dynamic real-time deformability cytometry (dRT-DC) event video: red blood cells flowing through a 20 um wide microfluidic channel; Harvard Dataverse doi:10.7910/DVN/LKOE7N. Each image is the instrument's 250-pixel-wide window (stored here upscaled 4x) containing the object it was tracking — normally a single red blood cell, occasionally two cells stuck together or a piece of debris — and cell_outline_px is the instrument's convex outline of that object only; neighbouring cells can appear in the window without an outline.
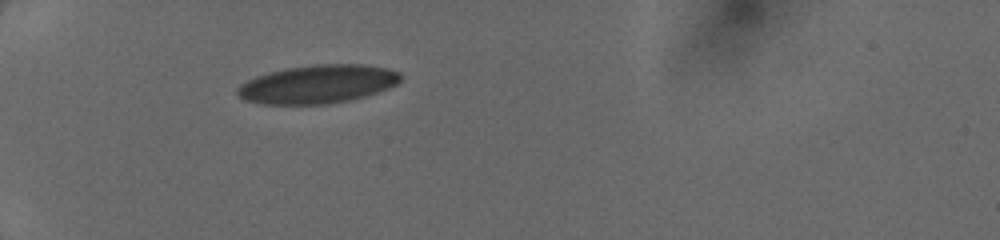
{"species": "human", "species_latin": "Homo sapiens", "temperature_condition": "cold", "stored_images_in_passage": 33, "camera_frame_rate_fps": 3000, "um_per_image_px": 0.085, "donor": {"sex": "female"}, "frame": {"image": 1, "passage_image": 1, "time_ms": 0.0, "image_size_px": [1000, 240], "cell_outline_px": [[400, 80], [396, 84], [388, 88], [352, 100], [328, 104], [260, 104], [244, 100], [236, 92], [236, 88], [240, 84], [256, 76], [268, 72], [288, 68], [316, 64], [364, 64], [388, 68], [400, 72]], "centroid_in_image_um": [26.99, 7.15], "position_along_channel_um": 58.0, "area_um2": 36.59}}
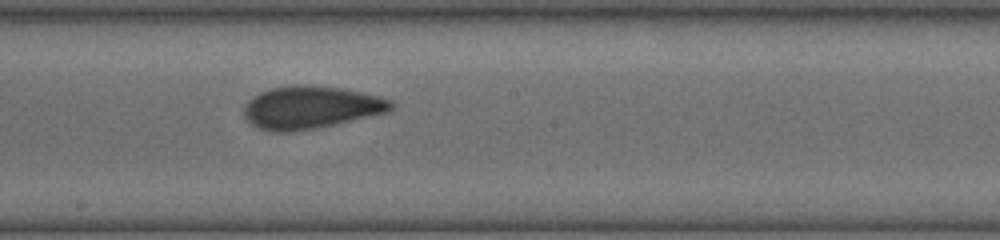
{"frame": {"image": 2, "passage_image": 14, "time_ms": 4.333, "image_size_px": [1000, 240], "cell_outline_px": [[396, 104], [388, 112], [332, 124], [292, 132], [276, 132], [260, 128], [252, 124], [244, 116], [244, 104], [252, 96], [260, 92], [272, 88], [296, 84], [308, 84], [340, 88], [380, 96], [392, 100]], "centroid_in_image_um": [26.41, 9.11], "position_along_channel_um": 221.8, "area_um2": 36.36}}
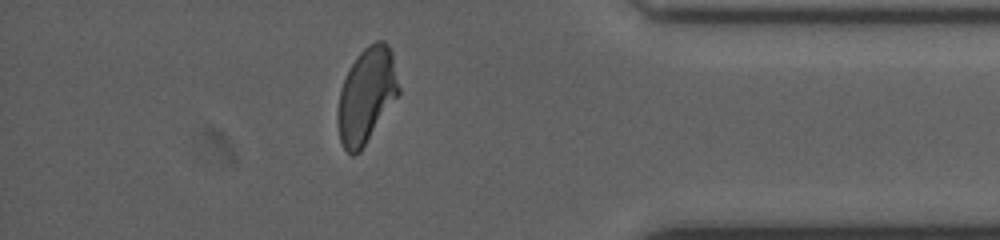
{"frame": {"image": 3, "passage_image": 28, "time_ms": 9.0, "image_size_px": [1000, 240], "cell_outline_px": [[400, 92], [360, 152], [352, 156], [344, 148], [340, 140], [336, 120], [336, 112], [340, 88], [356, 56], [368, 44], [376, 40], [384, 40], [388, 44], [392, 52], [400, 88]], "centroid_in_image_um": [31.14, 8.1], "position_along_channel_um": 404.1, "area_um2": 33.93}}